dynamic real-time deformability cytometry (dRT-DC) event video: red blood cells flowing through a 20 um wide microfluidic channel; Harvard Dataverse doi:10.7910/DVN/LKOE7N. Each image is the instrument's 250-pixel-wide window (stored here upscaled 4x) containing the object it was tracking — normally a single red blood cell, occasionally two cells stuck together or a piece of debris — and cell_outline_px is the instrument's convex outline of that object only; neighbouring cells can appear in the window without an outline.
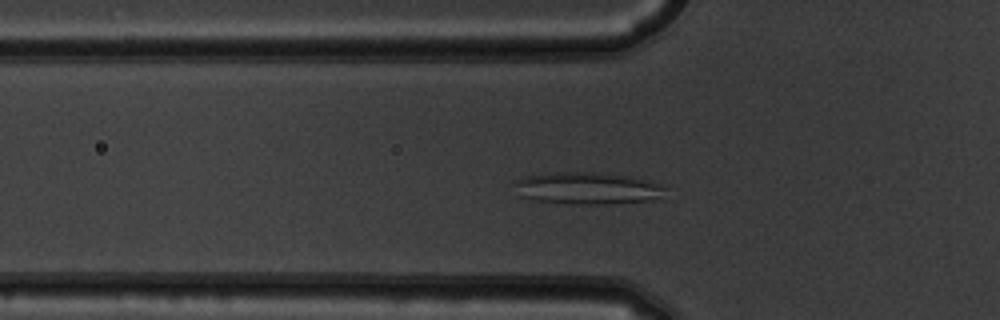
{"species": "common noctule bat (a hibernating species)", "species_latin": "Nyctalus noctula", "temperature_condition": "warm", "stored_images_in_passage": 39, "camera_frame_rate_fps": 3000, "um_per_image_px": 0.085, "animal": {"sex": "male", "body_mass_g": 19.5, "forearm_length_mm": 54.6}, "frame": {"image": 1, "passage_image": 4, "time_ms": 1.0, "image_size_px": [1000, 320], "cell_outline_px": [[668, 188], [652, 200], [608, 204], [576, 204], [528, 200], [520, 196], [512, 180], [524, 176], [552, 172], [600, 172], [632, 176], [652, 180], [664, 184]], "centroid_in_image_um": [49.92, 15.98], "position_along_channel_um": 75.9, "area_um2": 28.78}}
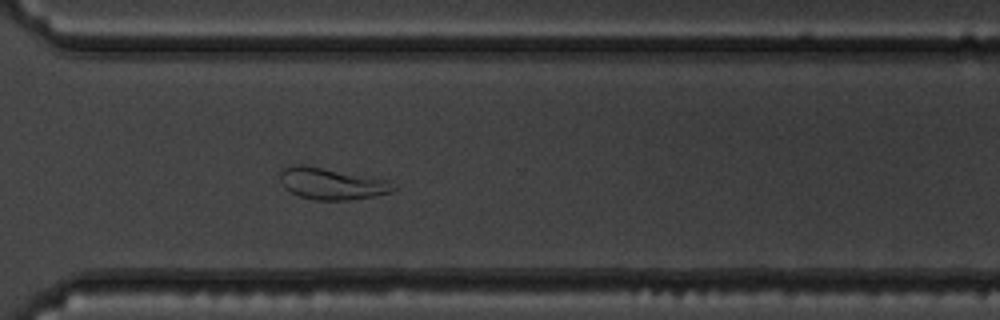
{"frame": {"image": 2, "passage_image": 25, "time_ms": 8.0, "image_size_px": [1000, 320], "cell_outline_px": [[396, 188], [392, 192], [372, 196], [348, 200], [316, 200], [300, 196], [284, 188], [280, 180], [280, 168], [288, 164], [304, 164], [388, 180]], "centroid_in_image_um": [28.12, 15.59], "position_along_channel_um": 342.5, "area_um2": 20.92}}
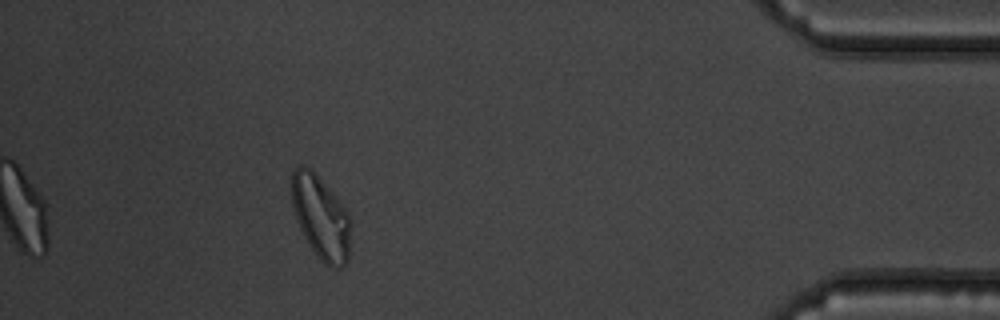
{"frame": {"image": 3, "passage_image": 34, "time_ms": 11.0, "image_size_px": [1000, 320], "cell_outline_px": [[352, 228], [348, 260], [340, 268], [336, 268], [320, 260], [304, 236], [300, 228], [292, 208], [292, 172], [300, 164], [304, 164], [312, 168], [336, 196], [352, 220]], "centroid_in_image_um": [27.29, 18.44], "position_along_channel_um": 407.9, "area_um2": 28.9}, "authors_computed_cell_mechanics": {"area_um2": 21.097, "velocity_mm_per_s": 3.8065, "shape_relaxation_time_tau1_ms": null, "shape_relaxation_time_tau2_ms": 3.1768, "deformation_change_tau1": null, "deformation_change_tau2": 0.122}}